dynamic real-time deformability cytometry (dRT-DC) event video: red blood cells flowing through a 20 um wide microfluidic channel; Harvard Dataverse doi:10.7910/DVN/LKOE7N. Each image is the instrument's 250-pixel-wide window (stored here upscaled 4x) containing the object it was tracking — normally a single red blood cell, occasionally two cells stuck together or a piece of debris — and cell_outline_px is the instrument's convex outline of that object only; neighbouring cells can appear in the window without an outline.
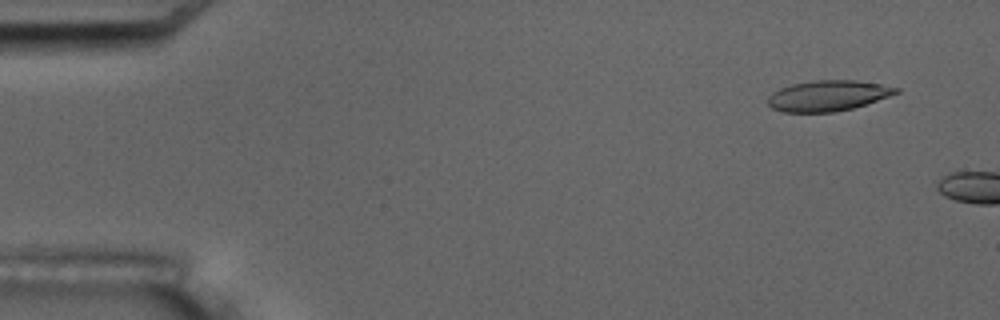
{"species": "common noctule bat (a hibernating species)", "species_latin": "Nyctalus noctula", "temperature_condition": "room temperature", "stored_images_in_passage": 3, "camera_frame_rate_fps": 3000, "um_per_image_px": 0.085, "animal": {"sex": "male", "body_mass_g": 17.5, "forearm_length_mm": 52.3}, "frame": {"image": 1, "passage_image": 2, "time_ms": 1.0, "image_size_px": [1000, 320], "cell_outline_px": [[900, 92], [852, 108], [836, 112], [784, 112], [772, 108], [768, 104], [768, 96], [772, 92], [780, 88], [792, 84], [812, 80], [856, 80], [880, 84], [900, 88]], "centroid_in_image_um": [70.34, 8.13], "position_along_channel_um": 14.7, "area_um2": 22.77}}